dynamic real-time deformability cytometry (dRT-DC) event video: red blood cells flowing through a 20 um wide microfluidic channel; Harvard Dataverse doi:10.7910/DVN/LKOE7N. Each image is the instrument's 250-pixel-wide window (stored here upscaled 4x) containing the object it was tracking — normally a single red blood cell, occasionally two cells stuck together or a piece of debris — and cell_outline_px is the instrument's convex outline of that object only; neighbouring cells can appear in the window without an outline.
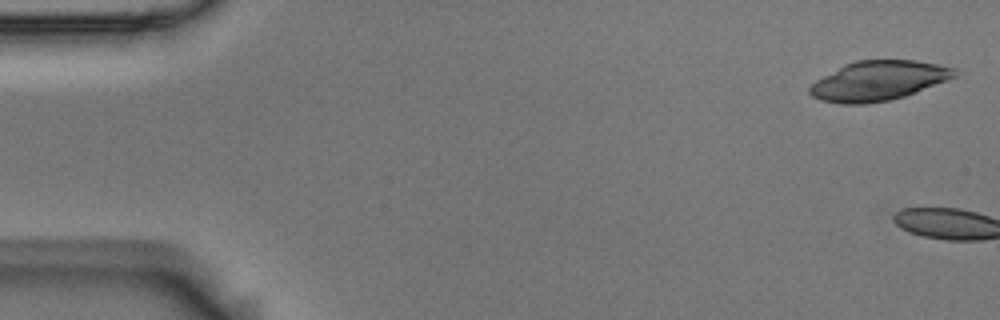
{"species": "Egyptian fruit bat (a non-hibernating species)", "species_latin": "Rousettus aegyptiacus", "temperature_condition": "room temperature", "stored_images_in_passage": 4, "camera_frame_rate_fps": 3000, "um_per_image_px": 0.085, "animal": {"sex": "male"}, "frame": {"image": 1, "passage_image": 1, "time_ms": 0.0, "image_size_px": [1000, 320], "cell_outline_px": [[956, 76], [948, 80], [904, 96], [888, 100], [864, 104], [840, 104], [820, 100], [812, 96], [808, 92], [808, 88], [816, 80], [844, 64], [856, 60], [916, 60], [940, 64], [956, 68]], "centroid_in_image_um": [74.65, 6.86], "position_along_channel_um": 10.3, "area_um2": 33.47}}